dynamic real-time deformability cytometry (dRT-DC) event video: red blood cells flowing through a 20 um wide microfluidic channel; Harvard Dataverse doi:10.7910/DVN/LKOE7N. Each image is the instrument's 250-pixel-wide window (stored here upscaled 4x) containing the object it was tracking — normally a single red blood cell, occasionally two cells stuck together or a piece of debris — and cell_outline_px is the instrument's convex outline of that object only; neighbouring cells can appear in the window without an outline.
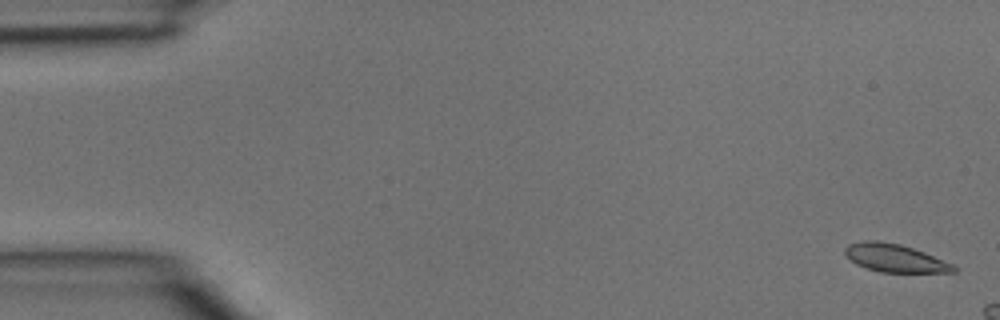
{"species": "common noctule bat (a hibernating species)", "species_latin": "Nyctalus noctula", "temperature_condition": "room temperature", "stored_images_in_passage": 3, "camera_frame_rate_fps": 3000, "um_per_image_px": 0.085, "animal": {"sex": "male", "body_mass_g": 15.6}, "frame": {"image": 1, "passage_image": 1, "time_ms": 0.0, "image_size_px": [1000, 320], "cell_outline_px": [[956, 272], [880, 272], [856, 264], [844, 252], [844, 248], [848, 244], [864, 240], [876, 240], [900, 244], [924, 252], [952, 264], [956, 268]], "centroid_in_image_um": [76.04, 21.92], "position_along_channel_um": 9.0, "area_um2": 17.46}}